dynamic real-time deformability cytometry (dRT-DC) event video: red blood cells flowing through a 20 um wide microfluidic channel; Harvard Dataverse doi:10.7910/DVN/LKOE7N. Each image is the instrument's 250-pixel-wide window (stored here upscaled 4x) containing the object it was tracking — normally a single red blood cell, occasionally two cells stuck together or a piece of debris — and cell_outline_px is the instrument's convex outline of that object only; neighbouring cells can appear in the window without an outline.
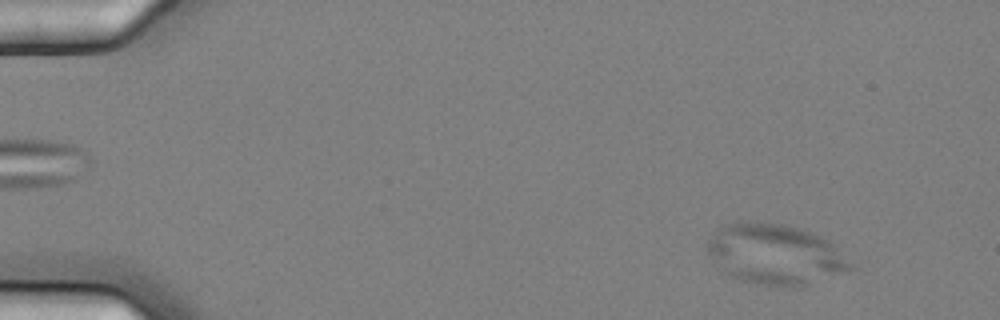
{"species": "common noctule bat (a hibernating species)", "species_latin": "Nyctalus noctula", "temperature_condition": "cold", "stored_images_in_passage": 5, "camera_frame_rate_fps": 3000, "um_per_image_px": 0.085, "animal": {"sex": "female", "body_mass_g": 25.1}, "frame": {"image": 1, "passage_image": 2, "time_ms": 0.333, "image_size_px": [1000, 320], "cell_outline_px": [[856, 268], [800, 288], [764, 284], [740, 280], [732, 276], [708, 252], [704, 244], [724, 224], [736, 220], [740, 220], [784, 224], [800, 228], [812, 232], [828, 240]], "centroid_in_image_um": [65.92, 21.6], "position_along_channel_um": 19.1, "area_um2": 50.05}}